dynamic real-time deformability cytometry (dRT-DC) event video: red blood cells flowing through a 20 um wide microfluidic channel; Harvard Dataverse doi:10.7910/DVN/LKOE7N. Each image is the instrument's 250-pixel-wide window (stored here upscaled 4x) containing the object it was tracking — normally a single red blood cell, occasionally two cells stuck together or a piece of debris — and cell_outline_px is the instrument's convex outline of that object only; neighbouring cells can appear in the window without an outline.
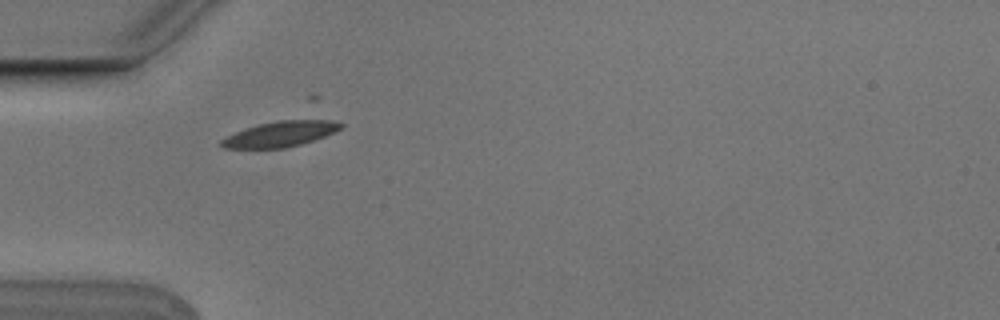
{"species": "Egyptian fruit bat (a non-hibernating species)", "species_latin": "Rousettus aegyptiacus", "temperature_condition": "cold", "stored_images_in_passage": 4, "camera_frame_rate_fps": 3000, "um_per_image_px": 0.085, "animal": {"sex": "male"}, "frame": {"image": 1, "passage_image": 1, "time_ms": 0.0, "image_size_px": [1000, 320], "cell_outline_px": [[344, 124], [340, 128], [324, 136], [300, 144], [284, 148], [224, 148], [216, 144], [224, 136], [260, 124], [280, 120], [308, 116], [312, 116], [332, 120]], "centroid_in_image_um": [23.86, 11.34], "position_along_channel_um": 61.1, "area_um2": 18.26}}
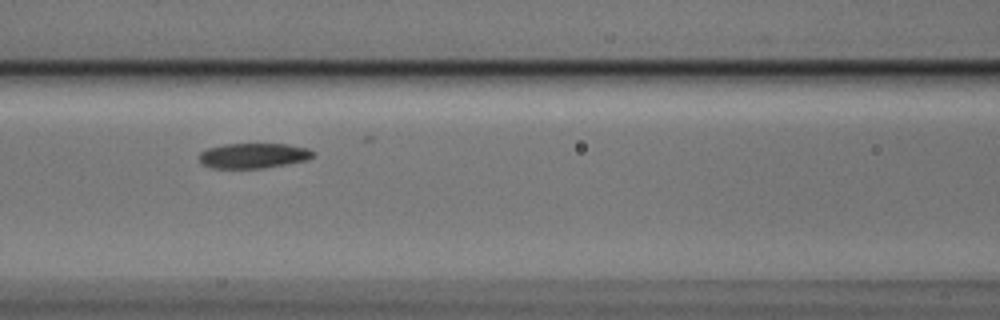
{"frame": {"image": 2, "passage_image": 3, "time_ms": 0.667, "image_size_px": [1000, 320], "cell_outline_px": [[316, 152], [308, 160], [288, 164], [264, 168], [212, 168], [204, 164], [200, 160], [200, 152], [208, 148], [224, 144], [288, 144], [308, 148]], "centroid_in_image_um": [21.59, 13.23], "position_along_channel_um": 145.0, "area_um2": 16.7}}
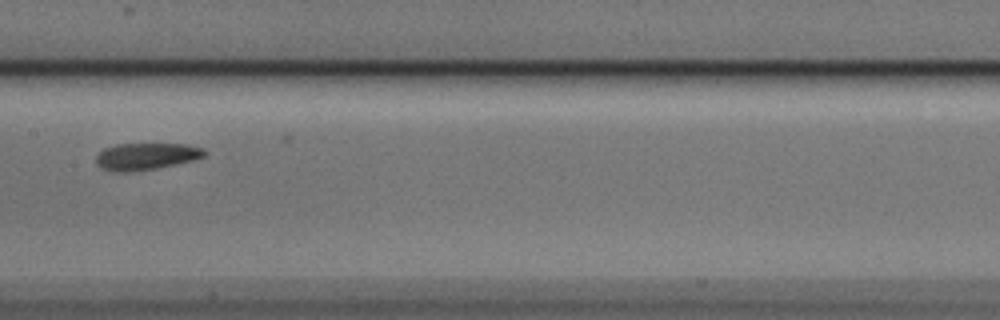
{"frame": {"image": 3, "passage_image": 4, "time_ms": 1.0, "image_size_px": [1000, 320], "cell_outline_px": [[208, 152], [204, 156], [192, 160], [176, 164], [156, 168], [128, 172], [112, 172], [100, 168], [96, 164], [96, 156], [104, 148], [116, 144], [184, 144], [204, 148]], "centroid_in_image_um": [12.39, 13.29], "position_along_channel_um": 195.0, "area_um2": 17.05}}